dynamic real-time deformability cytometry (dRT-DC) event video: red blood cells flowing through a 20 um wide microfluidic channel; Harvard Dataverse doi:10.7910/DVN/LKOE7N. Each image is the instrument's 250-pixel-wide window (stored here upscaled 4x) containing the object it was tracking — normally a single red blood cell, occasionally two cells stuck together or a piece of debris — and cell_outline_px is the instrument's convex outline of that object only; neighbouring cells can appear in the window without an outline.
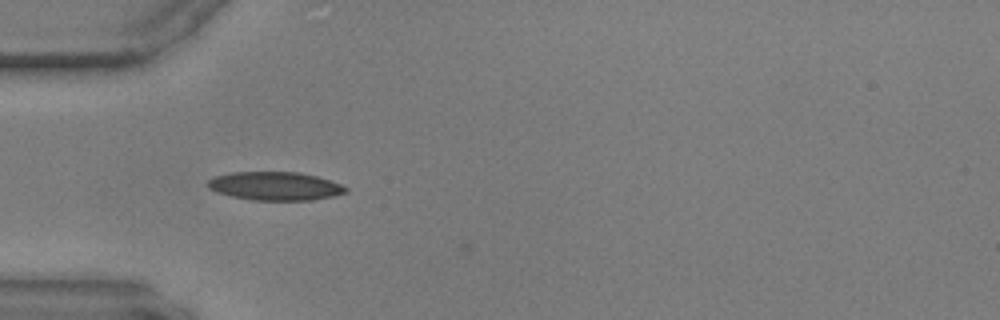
{"species": "common noctule bat (a hibernating species)", "species_latin": "Nyctalus noctula", "temperature_condition": "warm", "stored_images_in_passage": 31, "camera_frame_rate_fps": 3000, "um_per_image_px": 0.085, "animal": {"sex": "male", "body_mass_g": 17.9, "forearm_length_mm": 54.2}, "frame": {"image": 1, "passage_image": 2, "time_ms": 0.333, "image_size_px": [1000, 320], "cell_outline_px": [[348, 192], [332, 196], [312, 200], [252, 200], [232, 196], [216, 192], [208, 184], [208, 180], [216, 176], [232, 172], [300, 172], [316, 176], [340, 184], [348, 188]], "centroid_in_image_um": [23.41, 15.81], "position_along_channel_um": 61.6, "area_um2": 22.66}}
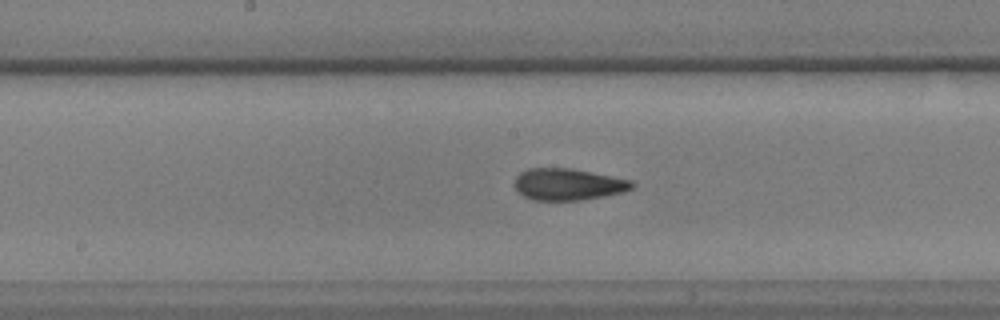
{"frame": {"image": 2, "passage_image": 14, "time_ms": 4.333, "image_size_px": [1000, 320], "cell_outline_px": [[636, 184], [632, 188], [624, 192], [604, 196], [580, 200], [532, 200], [524, 196], [512, 184], [516, 176], [520, 172], [528, 168], [572, 168], [632, 180]], "centroid_in_image_um": [48.28, 15.66], "position_along_channel_um": 199.9, "area_um2": 21.85}}
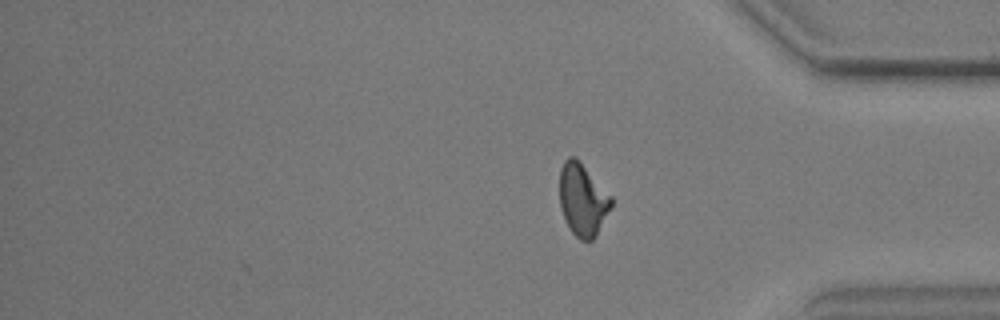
{"frame": {"image": 3, "passage_image": 31, "time_ms": 10.0, "image_size_px": [1000, 320], "cell_outline_px": [[612, 204], [596, 236], [592, 240], [580, 240], [572, 232], [564, 216], [560, 204], [560, 168], [564, 160], [568, 156], [576, 156], [580, 160], [612, 196]], "centroid_in_image_um": [49.53, 16.92], "position_along_channel_um": 385.7, "area_um2": 21.73}}